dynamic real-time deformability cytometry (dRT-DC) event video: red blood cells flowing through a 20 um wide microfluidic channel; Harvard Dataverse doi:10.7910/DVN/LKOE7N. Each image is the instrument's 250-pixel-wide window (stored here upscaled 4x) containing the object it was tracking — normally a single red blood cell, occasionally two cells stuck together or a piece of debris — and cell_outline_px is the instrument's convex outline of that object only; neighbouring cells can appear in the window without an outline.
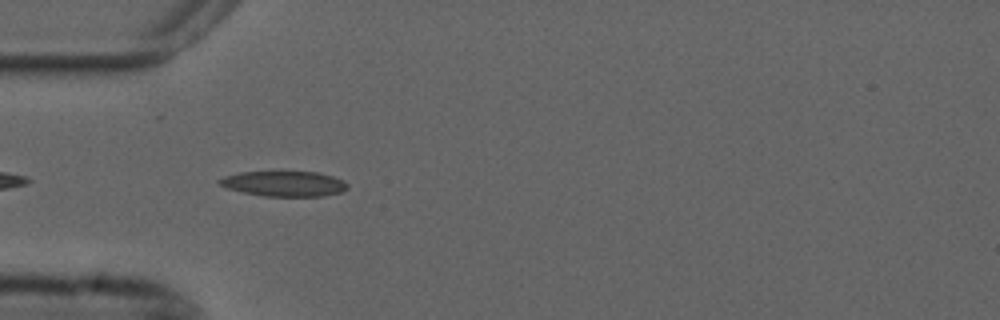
{"species": "common noctule bat (a hibernating species)", "species_latin": "Nyctalus noctula", "temperature_condition": "cold", "stored_images_in_passage": 26, "camera_frame_rate_fps": 3000, "um_per_image_px": 0.085, "animal": {"sex": "male", "forearm_length_mm": 52.5}, "frame": {"image": 1, "passage_image": 3, "time_ms": 0.667, "image_size_px": [1000, 320], "cell_outline_px": [[348, 188], [340, 192], [324, 196], [264, 196], [244, 192], [228, 188], [216, 184], [216, 180], [224, 176], [240, 172], [320, 172], [344, 180], [348, 184]], "centroid_in_image_um": [24.14, 15.61], "position_along_channel_um": 60.9, "area_um2": 18.9}}
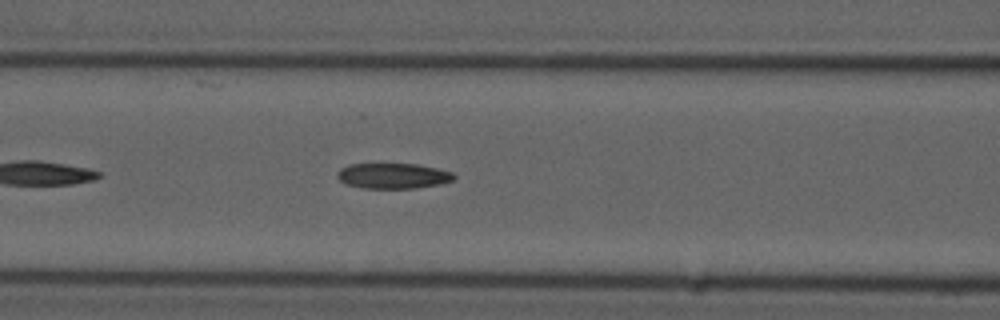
{"frame": {"image": 2, "passage_image": 9, "time_ms": 2.667, "image_size_px": [1000, 320], "cell_outline_px": [[456, 180], [440, 184], [416, 188], [364, 188], [348, 184], [340, 180], [336, 176], [336, 172], [340, 168], [348, 164], [416, 164], [436, 168], [452, 172], [456, 176]], "centroid_in_image_um": [33.42, 14.94], "position_along_channel_um": 133.2, "area_um2": 17.34}}
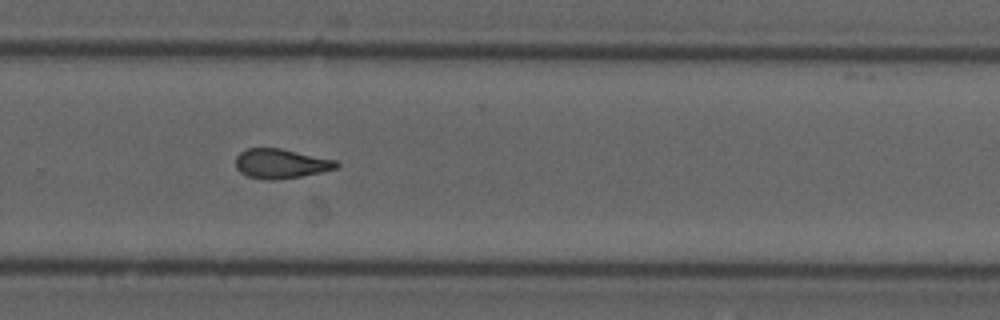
{"frame": {"image": 3, "passage_image": 23, "time_ms": 7.333, "image_size_px": [1000, 320], "cell_outline_px": [[340, 168], [300, 176], [272, 180], [264, 180], [248, 176], [240, 172], [236, 168], [236, 156], [240, 152], [248, 148], [280, 148], [336, 160], [340, 164]], "centroid_in_image_um": [23.88, 13.9], "position_along_channel_um": 305.9, "area_um2": 17.34}}